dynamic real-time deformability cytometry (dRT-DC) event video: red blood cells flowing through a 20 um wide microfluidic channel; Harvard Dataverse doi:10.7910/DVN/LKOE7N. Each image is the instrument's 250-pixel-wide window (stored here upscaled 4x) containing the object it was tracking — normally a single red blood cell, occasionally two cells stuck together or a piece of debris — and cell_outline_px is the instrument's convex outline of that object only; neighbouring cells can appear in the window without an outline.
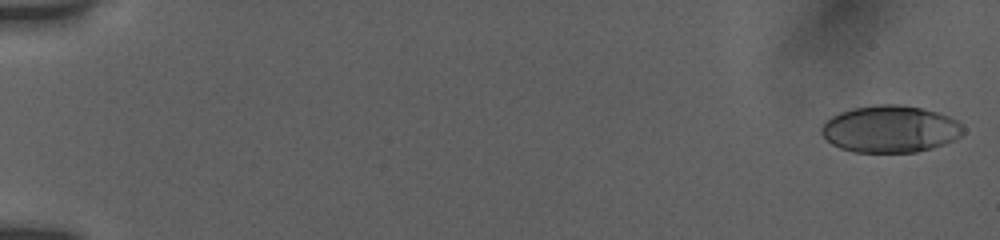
{"species": "human", "species_latin": "Homo sapiens", "temperature_condition": "room temperature", "stored_images_in_passage": 26, "camera_frame_rate_fps": 3000, "um_per_image_px": 0.085, "donor": {"sex": "female"}, "frame": {"image": 1, "passage_image": 2, "time_ms": 0.333, "image_size_px": [1000, 240], "cell_outline_px": [[964, 132], [960, 136], [944, 144], [932, 148], [916, 152], [852, 152], [840, 148], [832, 144], [820, 132], [820, 128], [824, 120], [840, 112], [852, 108], [880, 104], [900, 104], [924, 108], [948, 116], [956, 120], [964, 128]], "centroid_in_image_um": [75.64, 10.96], "position_along_channel_um": 9.4, "area_um2": 38.96}}
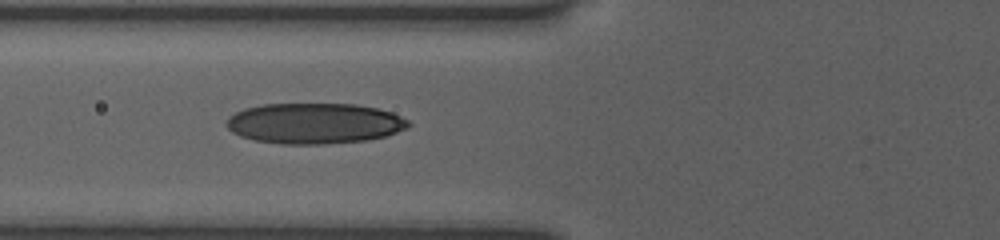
{"frame": {"image": 2, "passage_image": 23, "time_ms": 7.333, "image_size_px": [1000, 240], "cell_outline_px": [[412, 124], [408, 128], [384, 136], [368, 140], [324, 144], [280, 144], [256, 140], [240, 136], [232, 132], [224, 124], [224, 120], [228, 116], [244, 108], [260, 104], [356, 104], [380, 108], [392, 112], [408, 120]], "centroid_in_image_um": [26.71, 10.48], "position_along_channel_um": 99.1, "area_um2": 43.52}}
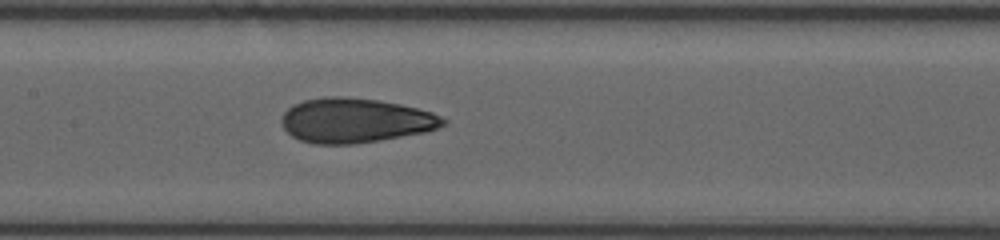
{"frame": {"image": 3, "passage_image": 26, "time_ms": 9.333, "image_size_px": [1000, 240], "cell_outline_px": [[448, 120], [444, 124], [436, 128], [424, 132], [380, 140], [352, 144], [312, 144], [300, 140], [292, 136], [284, 128], [280, 120], [284, 112], [292, 104], [304, 100], [328, 96], [344, 96], [376, 100], [400, 104], [432, 112]], "centroid_in_image_um": [30.16, 10.24], "position_along_channel_um": 177.2, "area_um2": 41.91}}